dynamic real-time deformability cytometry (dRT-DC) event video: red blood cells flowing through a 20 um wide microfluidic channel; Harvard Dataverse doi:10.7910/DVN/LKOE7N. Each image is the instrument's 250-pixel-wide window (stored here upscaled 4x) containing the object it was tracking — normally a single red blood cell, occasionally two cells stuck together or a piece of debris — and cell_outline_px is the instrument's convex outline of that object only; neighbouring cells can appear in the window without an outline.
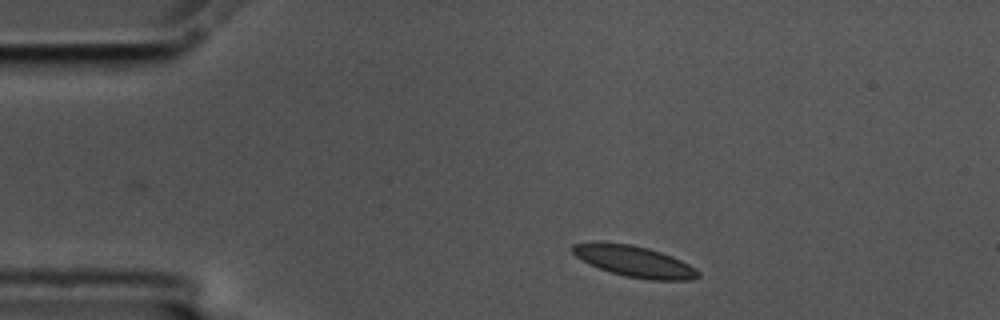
{"species": "common noctule bat (a hibernating species)", "species_latin": "Nyctalus noctula", "temperature_condition": "cold", "stored_images_in_passage": 3, "camera_frame_rate_fps": 3000, "um_per_image_px": 0.085, "animal": {"sex": "male", "body_mass_g": 17.5, "forearm_length_mm": 52.3}, "frame": {"image": 1, "passage_image": 1, "time_ms": 0.0, "image_size_px": [1000, 320], "cell_outline_px": [[700, 276], [688, 280], [648, 280], [624, 276], [608, 272], [588, 264], [576, 256], [572, 252], [572, 244], [596, 240], [632, 244], [648, 248], [672, 256], [696, 268], [700, 272]], "centroid_in_image_um": [53.86, 22.2], "position_along_channel_um": 31.1, "area_um2": 23.24}}
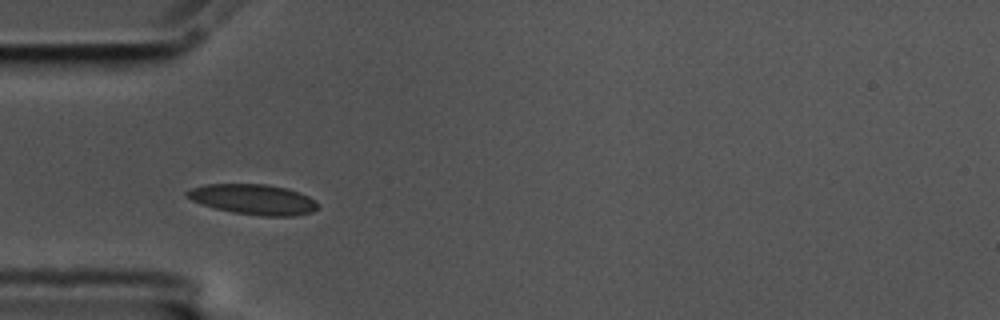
{"frame": {"image": 2, "passage_image": 3, "time_ms": 0.667, "image_size_px": [1000, 320], "cell_outline_px": [[320, 204], [312, 212], [296, 216], [264, 216], [232, 212], [200, 204], [192, 200], [184, 192], [192, 188], [204, 184], [268, 184], [288, 188], [300, 192], [316, 200]], "centroid_in_image_um": [21.57, 16.94], "position_along_channel_um": 63.4, "area_um2": 23.24}}